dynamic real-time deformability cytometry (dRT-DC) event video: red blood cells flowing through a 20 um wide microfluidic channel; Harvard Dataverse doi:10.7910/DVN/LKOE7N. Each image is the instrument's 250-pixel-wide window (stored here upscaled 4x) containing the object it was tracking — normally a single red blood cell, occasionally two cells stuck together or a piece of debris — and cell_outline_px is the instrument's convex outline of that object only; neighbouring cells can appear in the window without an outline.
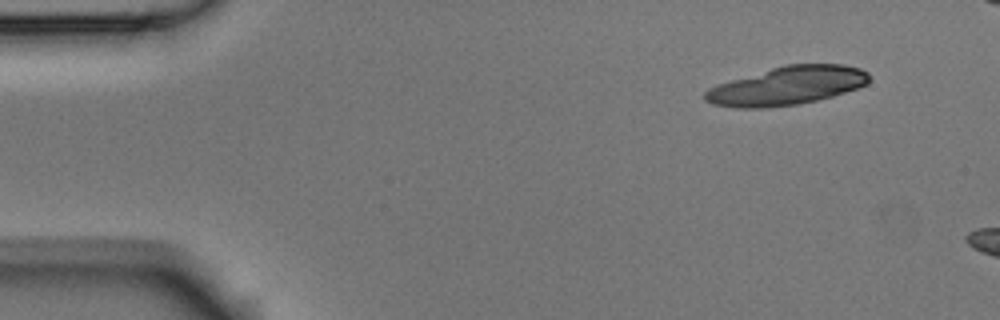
{"species": "Egyptian fruit bat (a non-hibernating species)", "species_latin": "Rousettus aegyptiacus", "temperature_condition": "room temperature", "stored_images_in_passage": 5, "segment_of_instrument_passage": [1, 2], "camera_frame_rate_fps": 3000, "um_per_image_px": 0.085, "animal": {"sex": "male"}, "frame": {"image": 1, "passage_image": 1, "time_ms": 0.0, "image_size_px": [1000, 320], "cell_outline_px": [[868, 84], [832, 96], [816, 100], [796, 104], [764, 108], [736, 108], [712, 104], [704, 100], [704, 92], [708, 88], [716, 84], [784, 64], [844, 64], [860, 68], [868, 72]], "centroid_in_image_um": [66.86, 7.28], "position_along_channel_um": 18.1, "area_um2": 36.76}}